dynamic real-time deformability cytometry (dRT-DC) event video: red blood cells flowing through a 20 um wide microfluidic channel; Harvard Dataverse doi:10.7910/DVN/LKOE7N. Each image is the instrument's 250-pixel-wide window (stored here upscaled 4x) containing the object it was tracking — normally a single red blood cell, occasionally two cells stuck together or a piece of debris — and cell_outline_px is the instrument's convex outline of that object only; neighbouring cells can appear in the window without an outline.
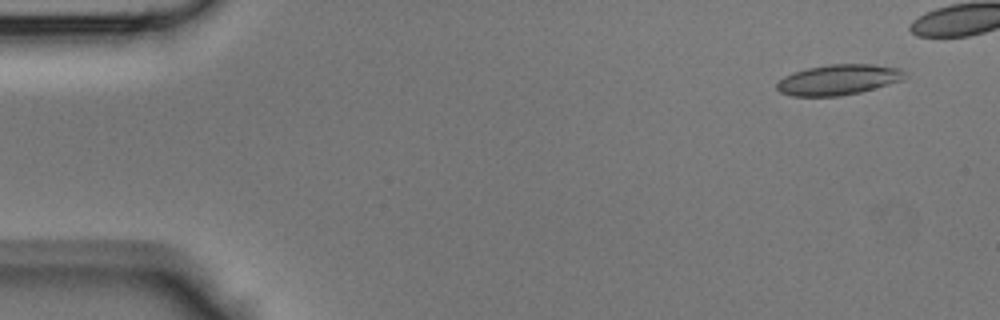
{"species": "Egyptian fruit bat (a non-hibernating species)", "species_latin": "Rousettus aegyptiacus", "temperature_condition": "room temperature", "stored_images_in_passage": 37, "camera_frame_rate_fps": 3000, "um_per_image_px": 0.085, "animal": {"sex": "male"}, "frame": {"image": 1, "passage_image": 3, "time_ms": 0.667, "image_size_px": [1000, 320], "cell_outline_px": [[908, 76], [904, 80], [860, 92], [840, 96], [792, 96], [780, 92], [776, 88], [776, 84], [784, 76], [792, 72], [808, 68], [828, 64], [872, 64], [900, 68], [908, 72]], "centroid_in_image_um": [71.31, 6.77], "position_along_channel_um": 13.7, "area_um2": 22.95}}
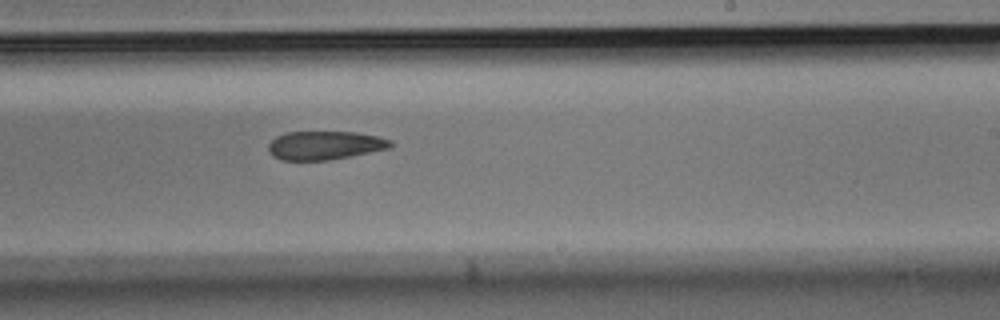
{"frame": {"image": 2, "passage_image": 26, "time_ms": 8.333, "image_size_px": [1000, 320], "cell_outline_px": [[392, 144], [388, 148], [352, 156], [328, 160], [280, 160], [272, 156], [268, 152], [268, 144], [276, 136], [284, 132], [356, 132], [376, 136], [392, 140]], "centroid_in_image_um": [27.56, 12.35], "position_along_channel_um": 261.4, "area_um2": 20.4}}
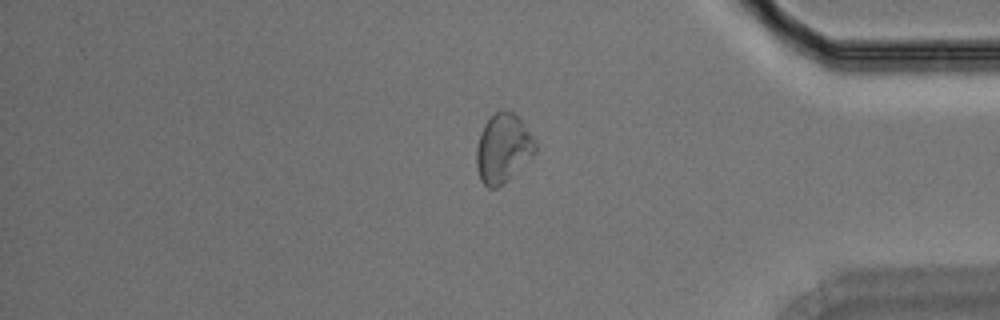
{"frame": {"image": 3, "passage_image": 36, "time_ms": 11.667, "image_size_px": [1000, 320], "cell_outline_px": [[536, 152], [496, 188], [488, 188], [480, 180], [476, 168], [476, 148], [480, 132], [484, 124], [500, 108], [512, 112], [520, 120], [532, 136], [536, 144]], "centroid_in_image_um": [42.71, 12.58], "position_along_channel_um": 392.5, "area_um2": 23.12}}